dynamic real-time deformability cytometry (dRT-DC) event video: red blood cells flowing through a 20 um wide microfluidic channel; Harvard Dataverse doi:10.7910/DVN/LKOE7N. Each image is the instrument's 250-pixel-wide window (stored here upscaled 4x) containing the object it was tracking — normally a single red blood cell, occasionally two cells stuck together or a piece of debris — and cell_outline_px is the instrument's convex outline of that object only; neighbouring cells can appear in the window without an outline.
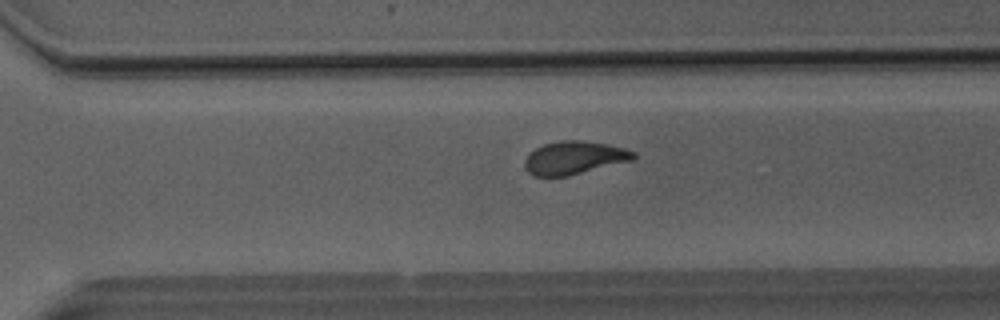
{"species": "Egyptian fruit bat (a non-hibernating species)", "species_latin": "Rousettus aegyptiacus", "temperature_condition": "room temperature", "stored_images_in_passage": 38, "camera_frame_rate_fps": 3000, "um_per_image_px": 0.085, "animal": {"sex": "male"}, "frame": {"image": 1, "passage_image": 24, "time_ms": 7.667, "image_size_px": [1000, 320], "cell_outline_px": [[636, 160], [568, 176], [532, 176], [528, 172], [524, 164], [524, 160], [528, 152], [544, 144], [560, 140], [580, 140], [608, 144], [624, 148], [636, 152]], "centroid_in_image_um": [48.83, 13.41], "position_along_channel_um": 321.8, "area_um2": 21.33}}
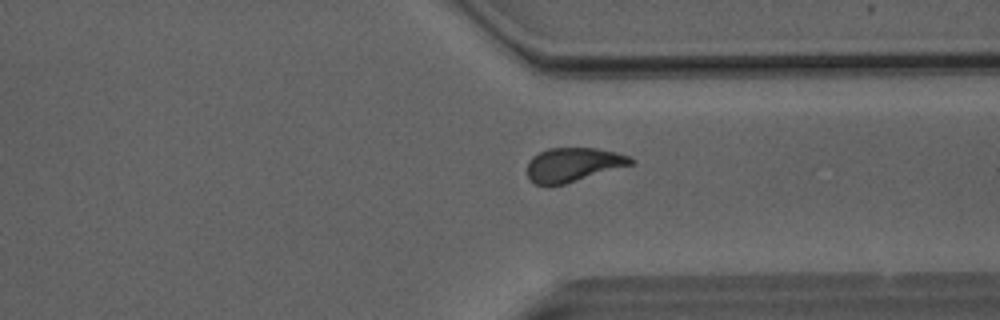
{"frame": {"image": 2, "passage_image": 27, "time_ms": 8.667, "image_size_px": [1000, 320], "cell_outline_px": [[636, 160], [632, 164], [564, 184], [544, 188], [536, 184], [528, 176], [528, 160], [532, 156], [548, 148], [596, 148], [616, 152], [628, 156]], "centroid_in_image_um": [48.68, 14.01], "position_along_channel_um": 362.7, "area_um2": 20.58}}
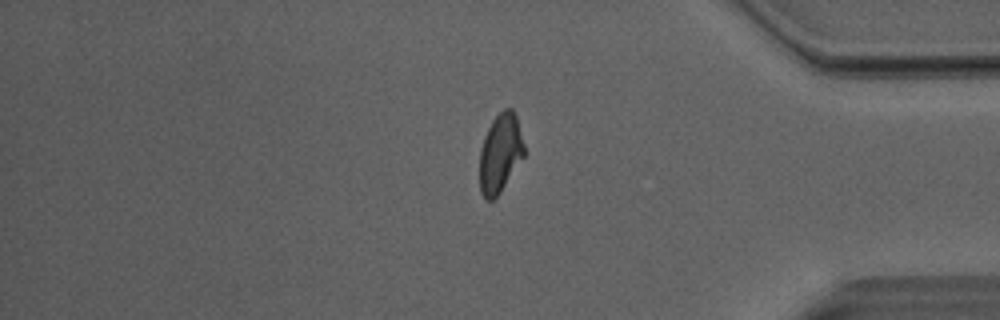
{"frame": {"image": 3, "passage_image": 31, "time_ms": 10.0, "image_size_px": [1000, 320], "cell_outline_px": [[524, 156], [500, 192], [492, 200], [484, 200], [480, 192], [480, 148], [484, 136], [492, 120], [504, 108], [512, 108], [516, 116], [524, 144]], "centroid_in_image_um": [42.5, 13.02], "position_along_channel_um": 392.7, "area_um2": 20.35}}